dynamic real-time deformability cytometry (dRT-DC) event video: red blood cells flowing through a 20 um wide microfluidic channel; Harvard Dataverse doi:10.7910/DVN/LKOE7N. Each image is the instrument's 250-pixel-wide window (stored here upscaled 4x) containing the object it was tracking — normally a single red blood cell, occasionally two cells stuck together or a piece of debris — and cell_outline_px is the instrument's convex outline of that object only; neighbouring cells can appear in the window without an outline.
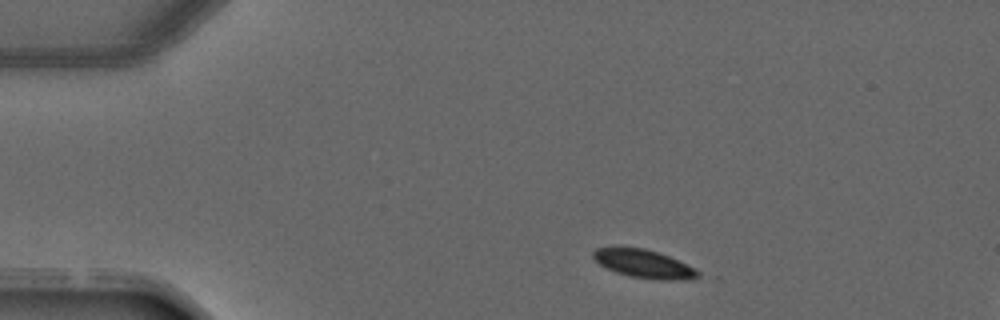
{"species": "common noctule bat (a hibernating species)", "species_latin": "Nyctalus noctula", "temperature_condition": "warm", "stored_images_in_passage": 2, "camera_frame_rate_fps": 3000, "um_per_image_px": 0.085, "animal": {"sex": "male", "forearm_length_mm": 52.5}, "frame": {"image": 1, "passage_image": 1, "time_ms": 0.0, "image_size_px": [1000, 320], "cell_outline_px": [[700, 276], [692, 280], [656, 280], [628, 276], [616, 272], [600, 264], [592, 256], [592, 252], [596, 248], [644, 248], [660, 252], [696, 268], [700, 272]], "centroid_in_image_um": [54.8, 22.45], "position_along_channel_um": 30.2, "area_um2": 17.34}}